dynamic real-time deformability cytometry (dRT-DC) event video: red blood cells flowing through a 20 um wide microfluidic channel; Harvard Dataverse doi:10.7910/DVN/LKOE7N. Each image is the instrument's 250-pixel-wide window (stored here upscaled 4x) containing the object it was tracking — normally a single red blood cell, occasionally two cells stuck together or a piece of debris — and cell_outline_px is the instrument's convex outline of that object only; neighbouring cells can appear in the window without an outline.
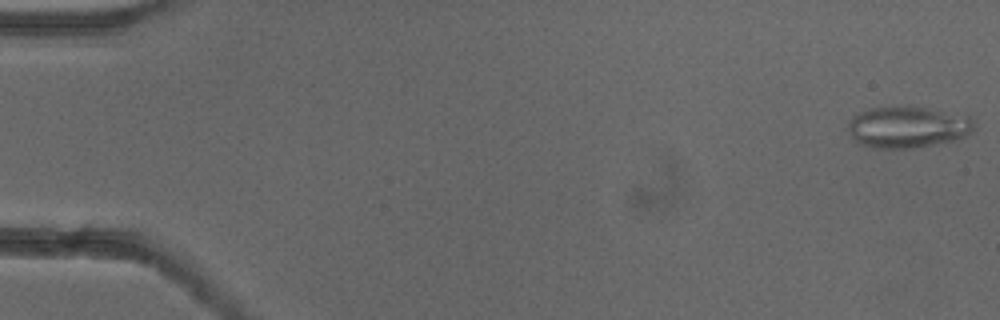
{"species": "common noctule bat (a hibernating species)", "species_latin": "Nyctalus noctula", "temperature_condition": "cold", "stored_images_in_passage": 53, "camera_frame_rate_fps": 3000, "um_per_image_px": 0.085, "animal": {"sex": "female"}, "frame": {"image": 1, "passage_image": 1, "time_ms": 0.0, "image_size_px": [1000, 320], "cell_outline_px": [[976, 128], [972, 132], [964, 136], [952, 140], [936, 144], [912, 148], [872, 148], [860, 144], [852, 140], [848, 128], [848, 124], [852, 116], [868, 108], [900, 104], [928, 108], [972, 116], [976, 124]], "centroid_in_image_um": [77.15, 10.77], "position_along_channel_um": 7.9, "area_um2": 31.27}}
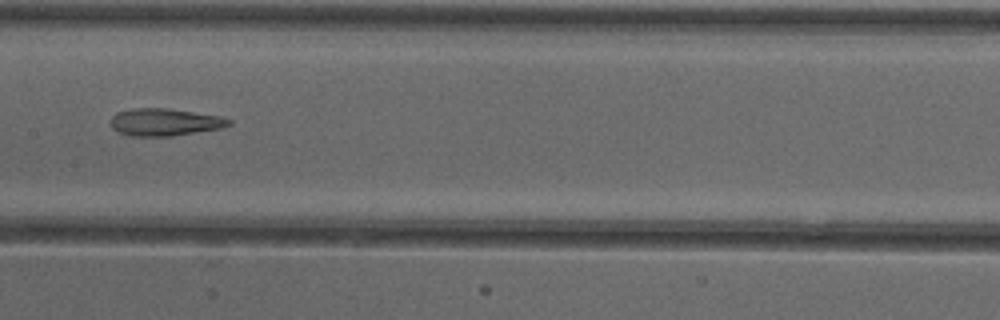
{"frame": {"image": 2, "passage_image": 27, "time_ms": 8.667, "image_size_px": [1000, 320], "cell_outline_px": [[232, 124], [220, 128], [172, 136], [128, 136], [112, 128], [112, 116], [116, 112], [132, 108], [164, 108], [220, 116], [232, 120]], "centroid_in_image_um": [13.99, 10.38], "position_along_channel_um": 193.4, "area_um2": 18.67}}
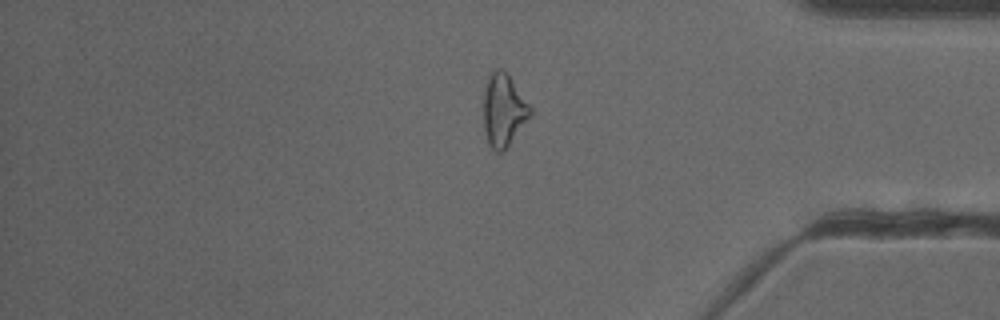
{"frame": {"image": 3, "passage_image": 44, "time_ms": 14.333, "image_size_px": [1000, 320], "cell_outline_px": [[532, 116], [504, 152], [496, 152], [488, 144], [484, 132], [484, 88], [488, 76], [496, 68], [500, 68], [508, 76], [532, 108]], "centroid_in_image_um": [42.8, 9.42], "position_along_channel_um": 392.4, "area_um2": 19.83}, "authors_computed_cell_mechanics": {"area_um2": 21.386, "velocity_mm_per_s": 3.9251, "shape_relaxation_time_tau1_ms": null, "shape_relaxation_time_tau2_ms": 3.7857, "deformation_change_tau1": null, "deformation_change_tau2": 0.1638}}